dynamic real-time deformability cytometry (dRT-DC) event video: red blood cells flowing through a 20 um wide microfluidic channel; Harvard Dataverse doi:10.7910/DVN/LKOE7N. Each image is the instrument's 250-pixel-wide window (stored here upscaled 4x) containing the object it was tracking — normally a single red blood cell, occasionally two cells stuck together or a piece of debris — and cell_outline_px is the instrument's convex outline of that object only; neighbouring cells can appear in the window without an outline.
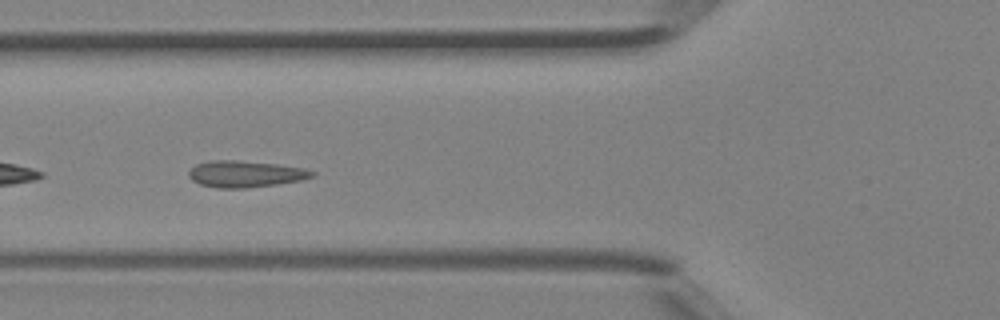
{"species": "Egyptian fruit bat (a non-hibernating species)", "species_latin": "Rousettus aegyptiacus", "temperature_condition": "room temperature", "stored_images_in_passage": 34, "camera_frame_rate_fps": 3000, "um_per_image_px": 0.085, "animal": {"sex": "female"}, "frame": {"image": 1, "passage_image": 15, "time_ms": 4.667, "image_size_px": [1000, 320], "cell_outline_px": [[316, 172], [312, 176], [300, 180], [276, 184], [244, 188], [216, 188], [200, 184], [192, 180], [188, 176], [188, 172], [196, 164], [208, 160], [236, 160], [276, 164], [304, 168]], "centroid_in_image_um": [20.81, 14.78], "position_along_channel_um": 105.0, "area_um2": 18.96}}
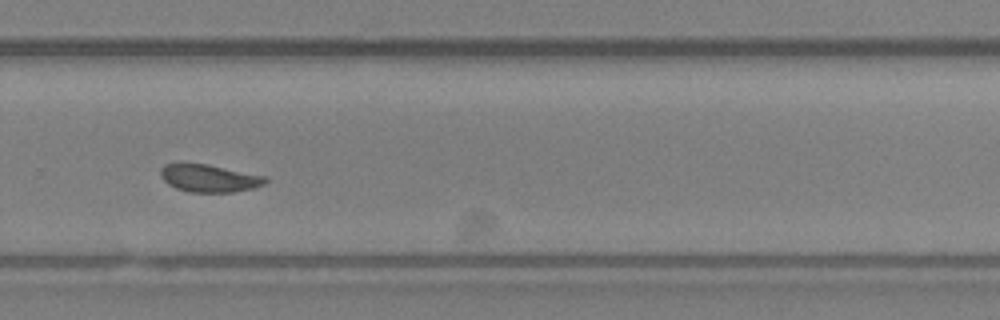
{"frame": {"image": 2, "passage_image": 29, "time_ms": 9.333, "image_size_px": [1000, 320], "cell_outline_px": [[268, 180], [264, 184], [256, 188], [232, 192], [188, 192], [176, 188], [168, 184], [160, 176], [160, 168], [164, 164], [208, 164], [264, 176]], "centroid_in_image_um": [17.78, 15.16], "position_along_channel_um": 312.0, "area_um2": 16.76}}